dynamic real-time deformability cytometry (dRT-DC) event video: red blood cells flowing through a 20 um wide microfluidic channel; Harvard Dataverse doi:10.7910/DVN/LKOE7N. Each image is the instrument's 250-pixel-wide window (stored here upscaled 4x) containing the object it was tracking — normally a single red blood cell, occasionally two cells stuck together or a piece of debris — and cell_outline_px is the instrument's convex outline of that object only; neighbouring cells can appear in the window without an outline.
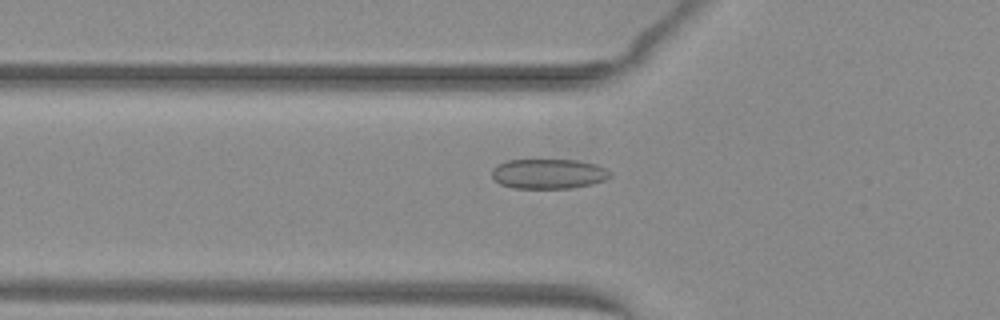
{"species": "common noctule bat (a hibernating species)", "species_latin": "Nyctalus noctula", "temperature_condition": "warm", "stored_images_in_passage": 35, "camera_frame_rate_fps": 3000, "um_per_image_px": 0.085, "animal": {"sex": "female", "body_mass_g": 29.2, "forearm_length_mm": 56.3}, "frame": {"image": 1, "passage_image": 2, "time_ms": 0.333, "image_size_px": [1000, 320], "cell_outline_px": [[612, 176], [604, 180], [592, 184], [572, 188], [512, 188], [500, 184], [492, 176], [492, 168], [496, 164], [508, 160], [576, 160], [600, 164], [608, 168], [612, 172]], "centroid_in_image_um": [46.67, 14.76], "position_along_channel_um": 79.1, "area_um2": 20.92}}
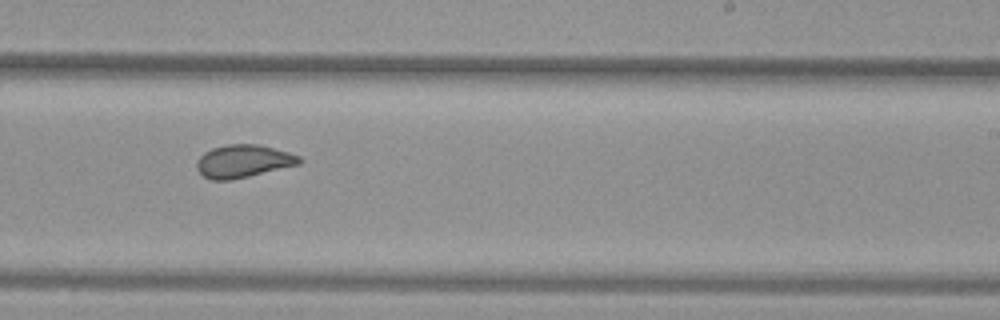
{"frame": {"image": 2, "passage_image": 16, "time_ms": 5.0, "image_size_px": [1000, 320], "cell_outline_px": [[304, 160], [300, 164], [248, 176], [228, 180], [212, 180], [204, 176], [196, 168], [196, 164], [200, 156], [204, 152], [212, 148], [228, 144], [260, 144], [288, 152], [300, 156]], "centroid_in_image_um": [20.69, 13.69], "position_along_channel_um": 268.3, "area_um2": 19.54}}
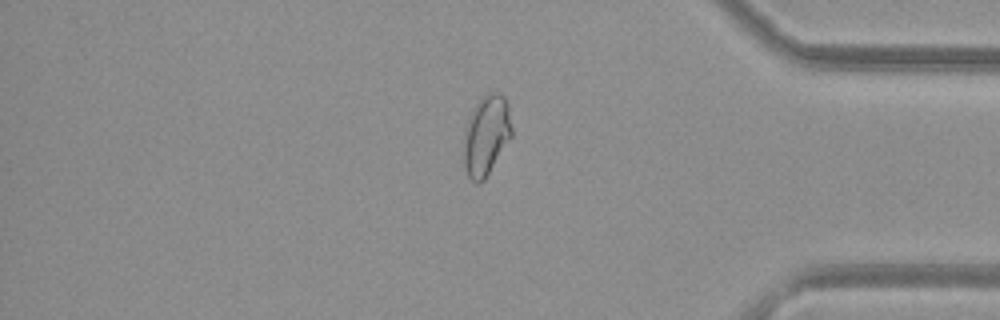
{"frame": {"image": 3, "passage_image": 27, "time_ms": 8.667, "image_size_px": [1000, 320], "cell_outline_px": [[512, 136], [484, 180], [480, 184], [476, 184], [468, 176], [464, 164], [464, 144], [468, 120], [472, 108], [488, 92], [500, 92], [504, 96], [508, 104], [512, 128]], "centroid_in_image_um": [41.35, 11.5], "position_along_channel_um": 393.8, "area_um2": 22.25}, "authors_computed_cell_mechanics": {"area_um2": 19.8832, "velocity_mm_per_s": 4.0439, "shape_relaxation_time_tau1_ms": null, "shape_relaxation_time_tau2_ms": 0.9194, "deformation_change_tau1": null, "deformation_change_tau2": 0.055}}